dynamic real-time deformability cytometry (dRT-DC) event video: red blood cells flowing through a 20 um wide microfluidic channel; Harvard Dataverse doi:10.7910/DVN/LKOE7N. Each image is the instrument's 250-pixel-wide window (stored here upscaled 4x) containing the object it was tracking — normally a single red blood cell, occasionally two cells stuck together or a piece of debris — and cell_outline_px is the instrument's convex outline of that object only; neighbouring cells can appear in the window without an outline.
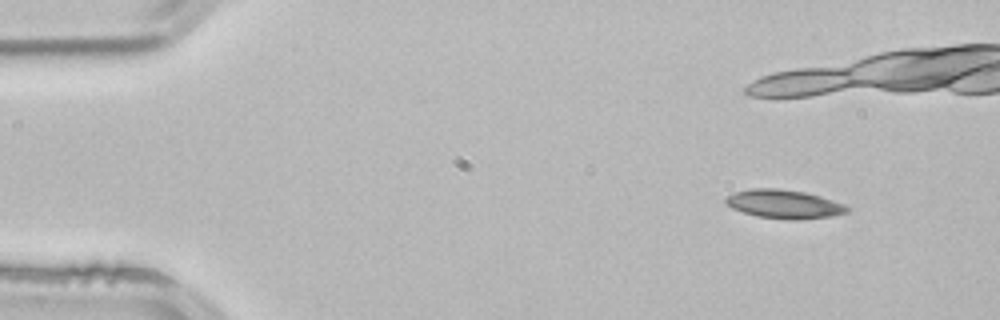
{"species": "common noctule bat (a hibernating species)", "species_latin": "Nyctalus noctula", "temperature_condition": "room temperature", "stored_images_in_passage": 5, "camera_frame_rate_fps": 3000, "um_per_image_px": 0.085, "animal": {"sex": "male", "body_mass_g": 21.5, "forearm_length_mm": 52.0}, "frame": {"image": 1, "passage_image": 2, "time_ms": 0.333, "image_size_px": [1000, 320], "cell_outline_px": [[852, 208], [848, 212], [832, 216], [792, 220], [756, 216], [732, 208], [724, 200], [724, 196], [732, 192], [748, 188], [780, 188], [804, 192], [820, 196], [844, 204]], "centroid_in_image_um": [66.62, 17.33], "position_along_channel_um": 18.4, "area_um2": 20.46}}